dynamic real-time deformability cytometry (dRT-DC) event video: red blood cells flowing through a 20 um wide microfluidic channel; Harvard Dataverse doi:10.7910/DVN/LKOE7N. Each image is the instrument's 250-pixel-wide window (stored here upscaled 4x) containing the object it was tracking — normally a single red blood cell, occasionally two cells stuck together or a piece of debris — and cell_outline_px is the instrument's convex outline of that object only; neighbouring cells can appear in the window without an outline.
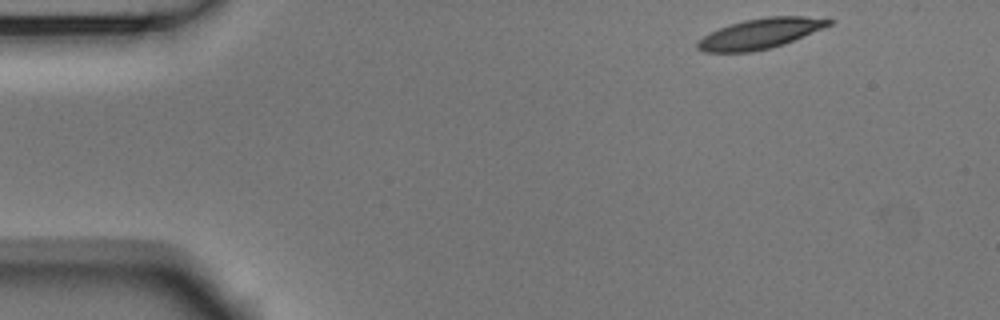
{"species": "Egyptian fruit bat (a non-hibernating species)", "species_latin": "Rousettus aegyptiacus", "temperature_condition": "room temperature", "stored_images_in_passage": 48, "camera_frame_rate_fps": 3000, "um_per_image_px": 0.085, "animal": {"sex": "male"}, "frame": {"image": 1, "passage_image": 1, "time_ms": 0.0, "image_size_px": [1000, 320], "cell_outline_px": [[836, 20], [832, 24], [784, 44], [752, 52], [704, 52], [696, 48], [696, 44], [704, 36], [720, 28], [744, 20], [768, 16], [804, 16]], "centroid_in_image_um": [64.64, 2.85], "position_along_channel_um": 20.4, "area_um2": 22.83}}
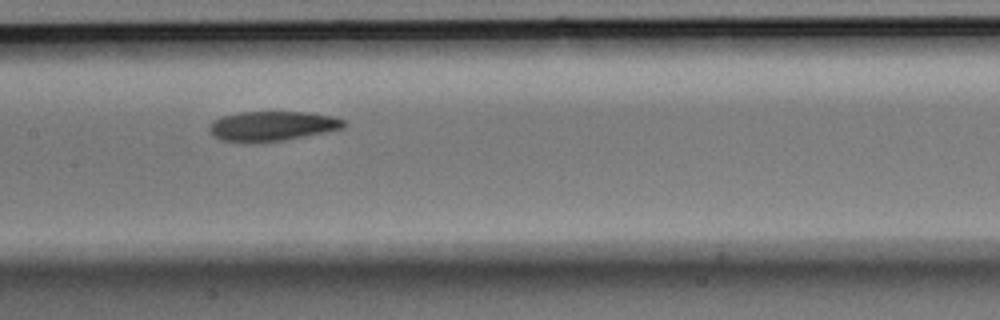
{"frame": {"image": 2, "passage_image": 21, "time_ms": 6.667, "image_size_px": [1000, 320], "cell_outline_px": [[348, 124], [344, 128], [284, 140], [252, 144], [220, 140], [212, 136], [208, 128], [212, 120], [220, 116], [240, 112], [304, 112], [332, 116], [344, 120]], "centroid_in_image_um": [23.07, 10.73], "position_along_channel_um": 184.3, "area_um2": 23.7}}
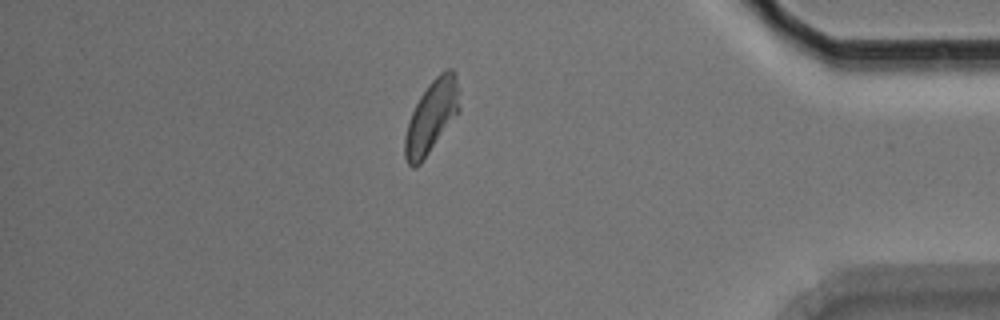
{"frame": {"image": 3, "passage_image": 41, "time_ms": 13.333, "image_size_px": [1000, 320], "cell_outline_px": [[460, 112], [420, 164], [416, 168], [412, 168], [408, 164], [404, 156], [404, 136], [412, 112], [420, 96], [428, 84], [444, 68], [452, 68], [456, 72], [460, 108]], "centroid_in_image_um": [36.69, 9.9], "position_along_channel_um": 398.5, "area_um2": 23.24}, "authors_computed_cell_mechanics": {"area_um2": 23.4957, "velocity_mm_per_s": 3.7425, "shape_relaxation_time_tau1_ms": 3.7022, "shape_relaxation_time_tau2_ms": 4.6792, "deformation_change_tau1": 0.1259, "deformation_change_tau2": 0.1127}}